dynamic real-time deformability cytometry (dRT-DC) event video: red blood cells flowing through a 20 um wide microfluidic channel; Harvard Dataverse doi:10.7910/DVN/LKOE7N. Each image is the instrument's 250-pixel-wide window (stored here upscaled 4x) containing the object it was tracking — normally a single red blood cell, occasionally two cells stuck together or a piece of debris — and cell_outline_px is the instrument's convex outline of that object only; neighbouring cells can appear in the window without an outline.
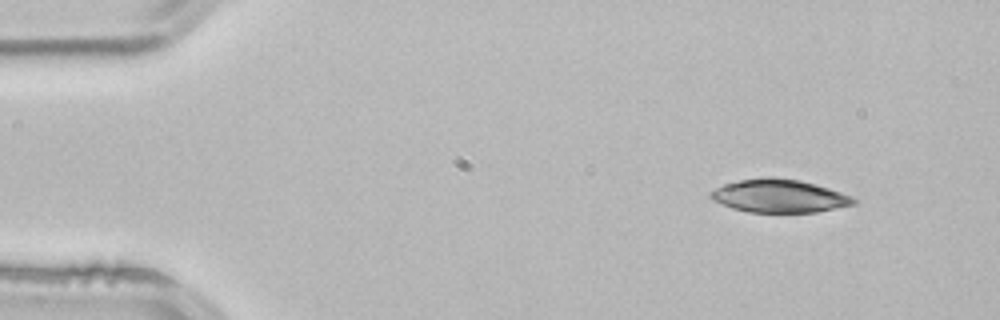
{"species": "common noctule bat (a hibernating species)", "species_latin": "Nyctalus noctula", "temperature_condition": "room temperature", "stored_images_in_passage": 2, "camera_frame_rate_fps": 3000, "um_per_image_px": 0.085, "animal": {"sex": "male", "body_mass_g": 21.5, "forearm_length_mm": 52.0}, "frame": {"image": 1, "passage_image": 1, "time_ms": 0.0, "image_size_px": [1000, 320], "cell_outline_px": [[856, 204], [816, 212], [748, 212], [732, 208], [712, 200], [708, 196], [708, 192], [724, 184], [740, 180], [768, 176], [772, 176], [800, 180], [828, 188], [852, 196], [856, 200]], "centroid_in_image_um": [66.2, 16.65], "position_along_channel_um": 18.8, "area_um2": 27.63}}